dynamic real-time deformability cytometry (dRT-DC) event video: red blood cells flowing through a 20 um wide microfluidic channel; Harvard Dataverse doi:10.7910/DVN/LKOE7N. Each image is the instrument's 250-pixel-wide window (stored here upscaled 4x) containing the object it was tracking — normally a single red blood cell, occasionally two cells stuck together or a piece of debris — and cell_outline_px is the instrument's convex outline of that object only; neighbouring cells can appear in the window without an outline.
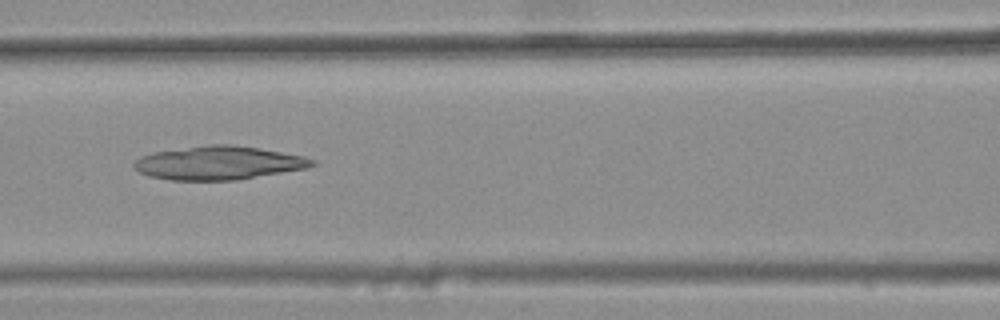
{"species": "common noctule bat (a hibernating species)", "species_latin": "Nyctalus noctula", "temperature_condition": "warm", "stored_images_in_passage": 43, "camera_frame_rate_fps": 3000, "um_per_image_px": 0.085, "animal": {"sex": "female", "body_mass_g": 25.1}, "frame": {"image": 1, "passage_image": 21, "time_ms": 6.667, "image_size_px": [1000, 320], "cell_outline_px": [[316, 164], [304, 168], [236, 180], [168, 180], [148, 176], [140, 172], [132, 164], [140, 156], [156, 152], [208, 144], [228, 144], [256, 148], [304, 156], [316, 160]], "centroid_in_image_um": [18.55, 13.85], "position_along_channel_um": 148.1, "area_um2": 34.39}}
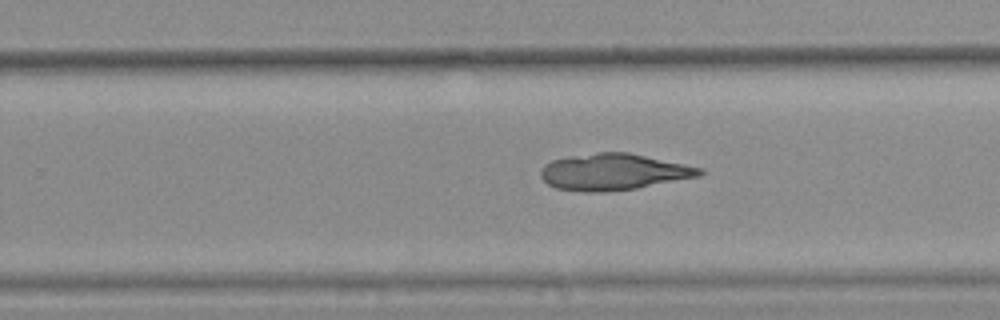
{"frame": {"image": 2, "passage_image": 31, "time_ms": 10.0, "image_size_px": [1000, 320], "cell_outline_px": [[704, 172], [700, 176], [636, 188], [604, 192], [584, 192], [556, 188], [548, 184], [540, 176], [540, 172], [544, 164], [552, 160], [568, 156], [596, 152], [628, 152], [704, 168]], "centroid_in_image_um": [52.14, 14.6], "position_along_channel_um": 277.7, "area_um2": 33.81}}
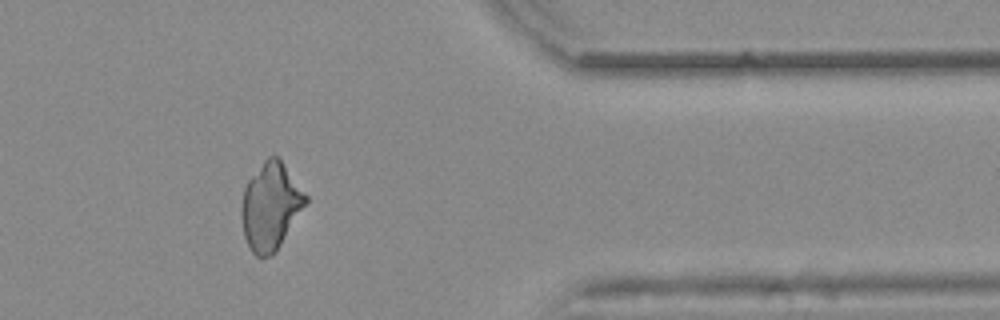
{"frame": {"image": 3, "passage_image": 41, "time_ms": 13.333, "image_size_px": [1000, 320], "cell_outline_px": [[308, 200], [276, 252], [272, 256], [256, 256], [252, 252], [244, 236], [240, 216], [240, 212], [244, 188], [248, 180], [264, 160], [268, 156], [276, 156], [280, 160], [308, 196]], "centroid_in_image_um": [22.98, 17.56], "position_along_channel_um": 388.4, "area_um2": 32.25}}